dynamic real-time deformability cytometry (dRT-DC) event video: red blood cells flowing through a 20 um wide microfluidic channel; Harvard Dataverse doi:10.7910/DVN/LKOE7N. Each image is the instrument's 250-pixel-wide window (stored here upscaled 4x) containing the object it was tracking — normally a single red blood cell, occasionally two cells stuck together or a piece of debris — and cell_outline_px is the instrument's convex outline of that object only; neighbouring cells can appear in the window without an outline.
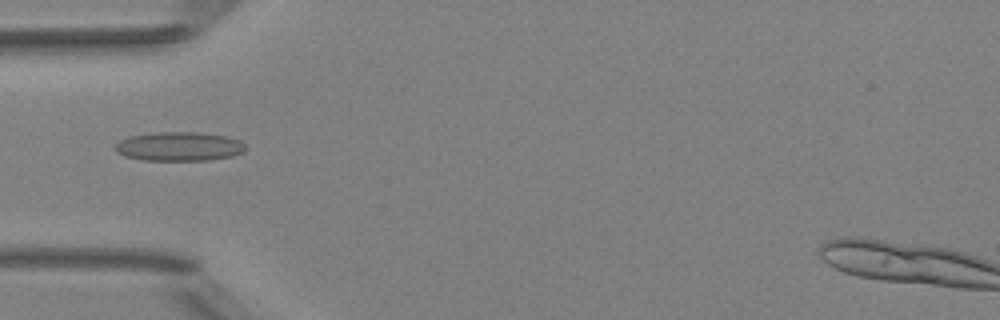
{"species": "Egyptian fruit bat (a non-hibernating species)", "species_latin": "Rousettus aegyptiacus", "temperature_condition": "room temperature", "stored_images_in_passage": 51, "camera_frame_rate_fps": 3000, "um_per_image_px": 0.085, "animal": {"sex": "female"}, "frame": {"image": 1, "passage_image": 17, "time_ms": 5.333, "image_size_px": [1000, 320], "cell_outline_px": [[248, 148], [244, 152], [232, 156], [208, 160], [144, 160], [124, 156], [116, 152], [116, 144], [120, 140], [128, 136], [156, 132], [200, 132], [228, 136], [240, 140]], "centroid_in_image_um": [15.26, 12.44], "position_along_channel_um": 69.7, "area_um2": 22.25}}
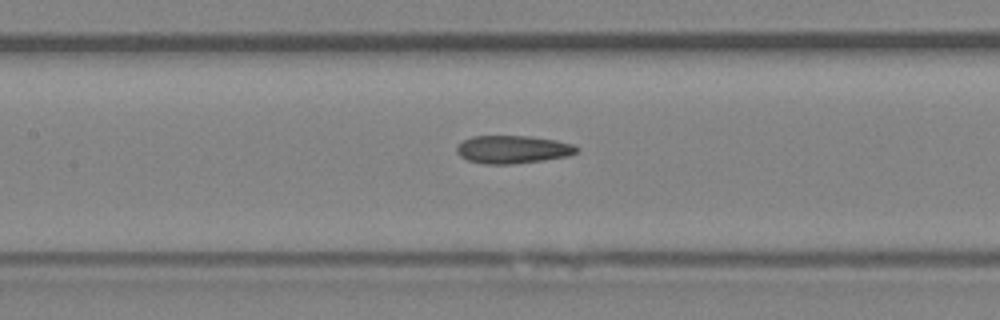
{"frame": {"image": 2, "passage_image": 24, "time_ms": 7.667, "image_size_px": [1000, 320], "cell_outline_px": [[580, 148], [576, 152], [568, 156], [544, 160], [512, 164], [484, 164], [468, 160], [460, 156], [456, 152], [456, 148], [464, 140], [472, 136], [528, 136], [556, 140], [572, 144]], "centroid_in_image_um": [43.59, 12.7], "position_along_channel_um": 163.8, "area_um2": 19.48}}
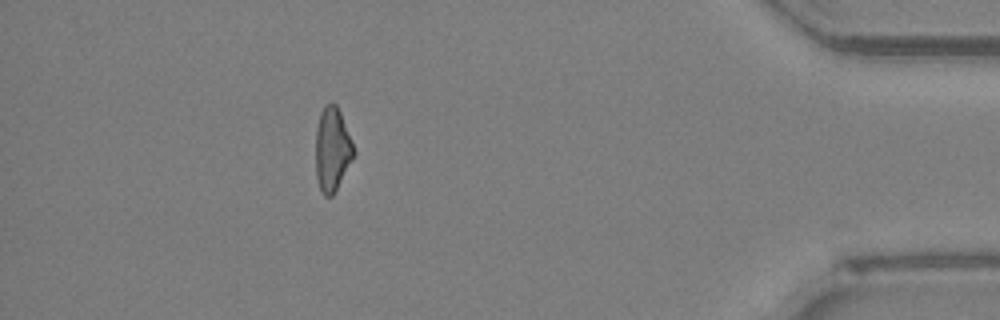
{"frame": {"image": 3, "passage_image": 46, "time_ms": 15.0, "image_size_px": [1000, 320], "cell_outline_px": [[356, 152], [332, 196], [324, 196], [320, 188], [316, 176], [316, 128], [320, 112], [324, 104], [336, 104], [340, 112]], "centroid_in_image_um": [28.23, 12.67], "position_along_channel_um": 407.0, "area_um2": 18.32}, "authors_computed_cell_mechanics": {"area_um2": 19.363, "velocity_mm_per_s": 4.0371, "shape_relaxation_time_tau1_ms": null, "shape_relaxation_time_tau2_ms": 2.5207, "deformation_change_tau1": null, "deformation_change_tau2": 0.126}}